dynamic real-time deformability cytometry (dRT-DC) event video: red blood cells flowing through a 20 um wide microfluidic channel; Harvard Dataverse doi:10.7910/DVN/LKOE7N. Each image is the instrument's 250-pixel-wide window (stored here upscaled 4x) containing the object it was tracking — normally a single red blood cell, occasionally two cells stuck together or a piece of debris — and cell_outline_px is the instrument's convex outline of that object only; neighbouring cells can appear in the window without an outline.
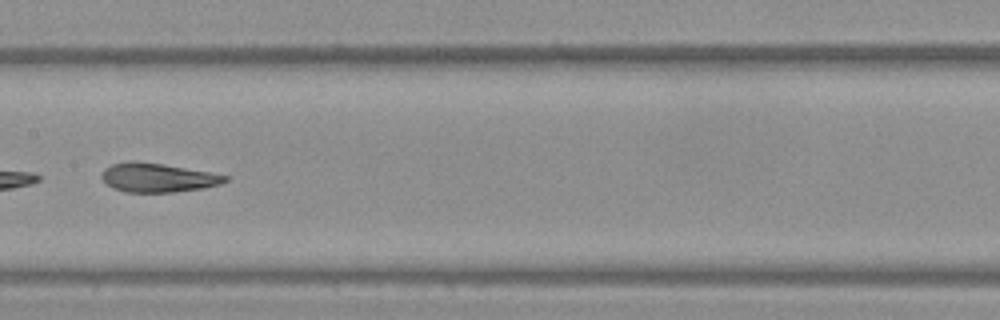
{"species": "Egyptian fruit bat (a non-hibernating species)", "species_latin": "Rousettus aegyptiacus", "temperature_condition": "warm", "stored_images_in_passage": 15, "camera_frame_rate_fps": 3000, "um_per_image_px": 0.085, "frame": {"image": 1, "passage_image": 13, "time_ms": 4.0, "image_size_px": [1000, 320], "cell_outline_px": [[228, 180], [220, 184], [200, 188], [172, 192], [124, 192], [112, 188], [100, 176], [104, 168], [112, 164], [132, 160], [164, 164], [208, 172], [228, 176]], "centroid_in_image_um": [13.35, 15.09], "position_along_channel_um": 194.0, "area_um2": 20.69}}